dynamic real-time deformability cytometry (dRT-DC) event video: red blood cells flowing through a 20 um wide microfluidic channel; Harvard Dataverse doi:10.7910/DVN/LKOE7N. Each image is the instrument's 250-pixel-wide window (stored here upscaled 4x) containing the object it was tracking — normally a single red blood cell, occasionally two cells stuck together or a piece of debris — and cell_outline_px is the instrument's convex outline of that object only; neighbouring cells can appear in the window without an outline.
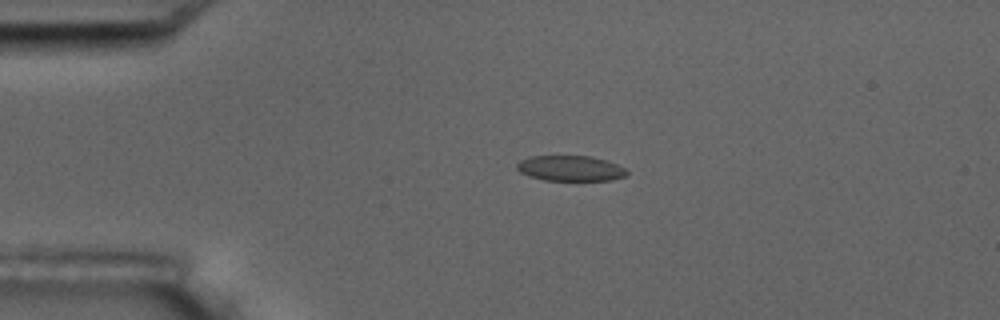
{"species": "common noctule bat (a hibernating species)", "species_latin": "Nyctalus noctula", "temperature_condition": "room temperature", "stored_images_in_passage": 9, "camera_frame_rate_fps": 3000, "um_per_image_px": 0.085, "animal": {"sex": "male", "body_mass_g": 17.5, "forearm_length_mm": 52.3}, "frame": {"image": 1, "passage_image": 4, "time_ms": 3.333, "image_size_px": [1000, 320], "cell_outline_px": [[628, 172], [624, 176], [612, 180], [544, 180], [528, 176], [520, 172], [516, 168], [516, 164], [520, 160], [528, 156], [592, 156], [616, 164], [624, 168]], "centroid_in_image_um": [48.43, 14.3], "position_along_channel_um": 36.6, "area_um2": 16.24}}
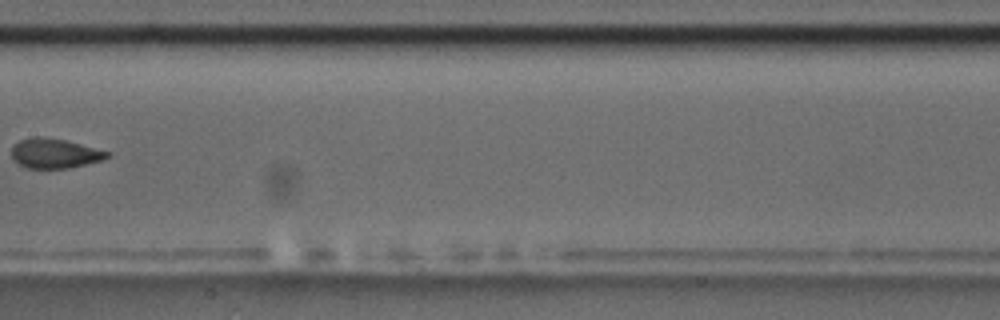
{"frame": {"image": 2, "passage_image": 8, "time_ms": 9.0, "image_size_px": [1000, 320], "cell_outline_px": [[112, 156], [104, 160], [68, 168], [28, 168], [12, 160], [12, 148], [20, 140], [32, 136], [44, 136], [64, 140], [112, 152]], "centroid_in_image_um": [4.68, 13.03], "position_along_channel_um": 202.7, "area_um2": 16.65}}
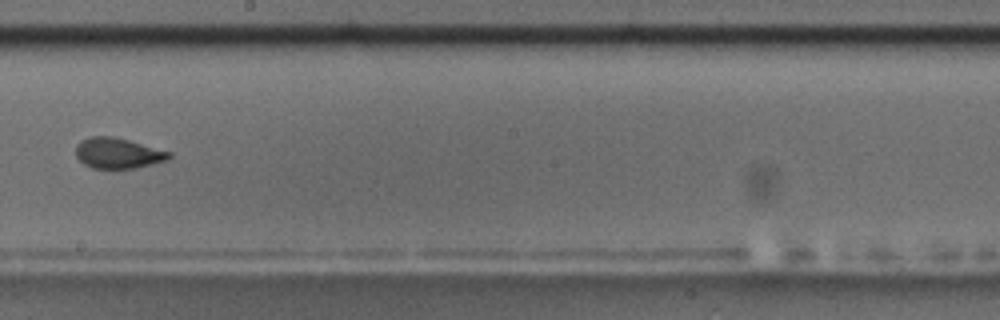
{"frame": {"image": 3, "passage_image": 9, "time_ms": 10.0, "image_size_px": [1000, 320], "cell_outline_px": [[172, 156], [168, 160], [136, 168], [92, 168], [84, 164], [76, 156], [76, 144], [80, 140], [92, 136], [112, 136], [128, 140], [172, 152]], "centroid_in_image_um": [10.03, 13.02], "position_along_channel_um": 238.2, "area_um2": 16.65}}